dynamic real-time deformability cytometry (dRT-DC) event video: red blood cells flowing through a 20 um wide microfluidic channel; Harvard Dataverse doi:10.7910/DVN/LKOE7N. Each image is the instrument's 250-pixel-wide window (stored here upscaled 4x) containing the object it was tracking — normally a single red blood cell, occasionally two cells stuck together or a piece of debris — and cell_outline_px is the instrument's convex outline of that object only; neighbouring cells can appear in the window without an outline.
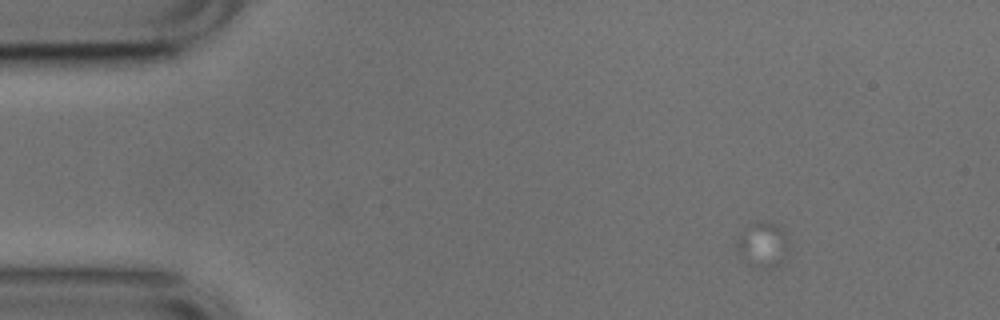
{"species": "common noctule bat (a hibernating species)", "species_latin": "Nyctalus noctula", "temperature_condition": "cold", "stored_images_in_passage": 3, "camera_frame_rate_fps": 3000, "um_per_image_px": 0.085, "animal": {"sex": "male", "body_mass_g": 17.9, "forearm_length_mm": 54.2}, "frame": {"image": 1, "passage_image": 3, "time_ms": 0.667, "image_size_px": [1000, 320], "cell_outline_px": [[788, 252], [784, 260], [776, 268], [760, 268], [748, 264], [732, 248], [736, 240], [740, 236], [756, 224], [772, 224], [780, 228], [784, 232], [788, 240]], "centroid_in_image_um": [64.83, 20.92], "position_along_channel_um": 20.2, "area_um2": 13.35}}